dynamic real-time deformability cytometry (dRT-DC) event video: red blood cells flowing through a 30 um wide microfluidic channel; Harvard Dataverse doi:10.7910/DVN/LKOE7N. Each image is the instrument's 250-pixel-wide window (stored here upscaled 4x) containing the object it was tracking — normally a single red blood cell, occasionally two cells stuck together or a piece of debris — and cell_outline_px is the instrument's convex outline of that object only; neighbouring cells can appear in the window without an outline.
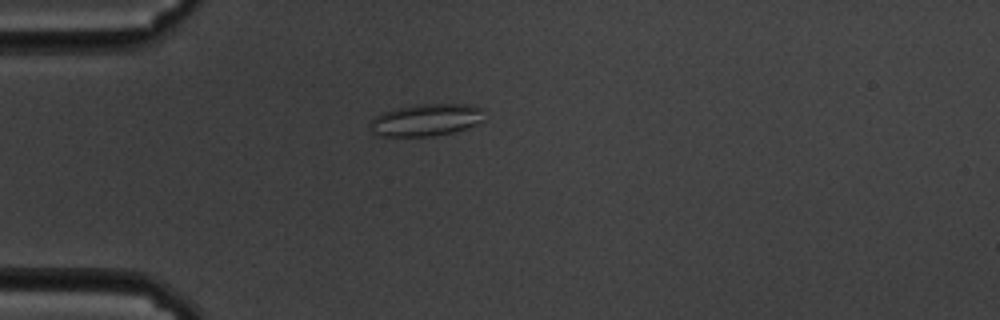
{"species": "common noctule bat (a hibernating species)", "species_latin": "Nyctalus noctula", "temperature_condition": "cold", "stored_images_in_passage": 44, "camera_frame_rate_fps": 3000, "um_per_image_px": 0.085, "animal": {"sex": "male", "body_mass_g": 19.5, "forearm_length_mm": 54.6}, "frame": {"image": 1, "passage_image": 1, "time_ms": 0.0, "image_size_px": [1000, 320], "cell_outline_px": [[484, 120], [476, 124], [452, 132], [432, 136], [380, 136], [372, 132], [368, 124], [376, 116], [384, 112], [396, 108], [416, 104], [468, 104], [484, 108]], "centroid_in_image_um": [36.23, 10.18], "position_along_channel_um": 48.8, "area_um2": 21.44}}
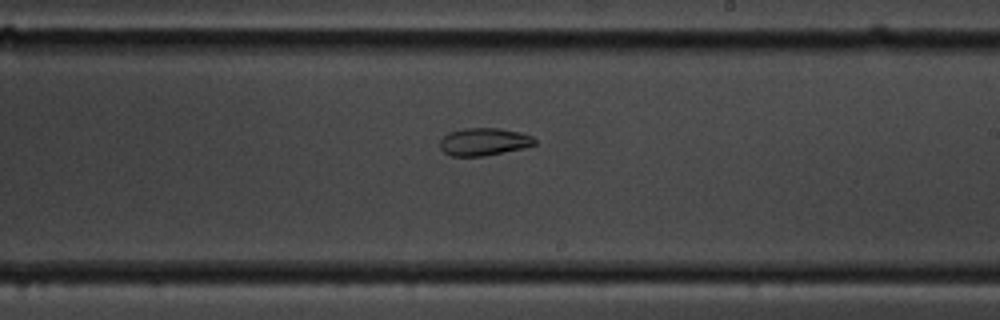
{"frame": {"image": 2, "passage_image": 20, "time_ms": 6.333, "image_size_px": [1000, 320], "cell_outline_px": [[536, 144], [524, 148], [484, 156], [452, 156], [444, 152], [440, 148], [440, 140], [448, 132], [464, 128], [500, 128], [520, 132], [532, 136], [536, 140]], "centroid_in_image_um": [41.13, 12.04], "position_along_channel_um": 247.9, "area_um2": 15.32}}
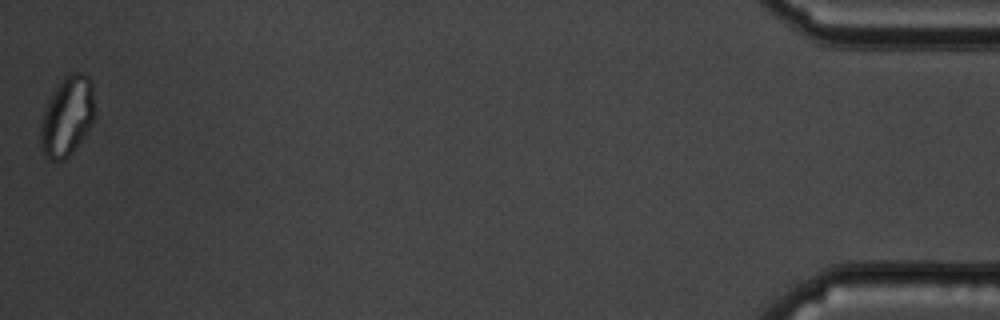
{"frame": {"image": 3, "passage_image": 44, "time_ms": 14.333, "image_size_px": [1000, 320], "cell_outline_px": [[96, 116], [92, 124], [84, 136], [72, 152], [64, 160], [52, 160], [44, 152], [40, 144], [40, 128], [44, 108], [52, 92], [60, 80], [64, 76], [72, 72], [84, 72], [92, 80], [96, 112]], "centroid_in_image_um": [5.74, 9.82], "position_along_channel_um": 429.5, "area_um2": 25.55}, "authors_computed_cell_mechanics": {"area_um2": 17.051, "velocity_mm_per_s": 3.3858, "shape_relaxation_time_tau1_ms": null, "shape_relaxation_time_tau2_ms": 4.2199, "deformation_change_tau1": null, "deformation_change_tau2": 0.0642}}